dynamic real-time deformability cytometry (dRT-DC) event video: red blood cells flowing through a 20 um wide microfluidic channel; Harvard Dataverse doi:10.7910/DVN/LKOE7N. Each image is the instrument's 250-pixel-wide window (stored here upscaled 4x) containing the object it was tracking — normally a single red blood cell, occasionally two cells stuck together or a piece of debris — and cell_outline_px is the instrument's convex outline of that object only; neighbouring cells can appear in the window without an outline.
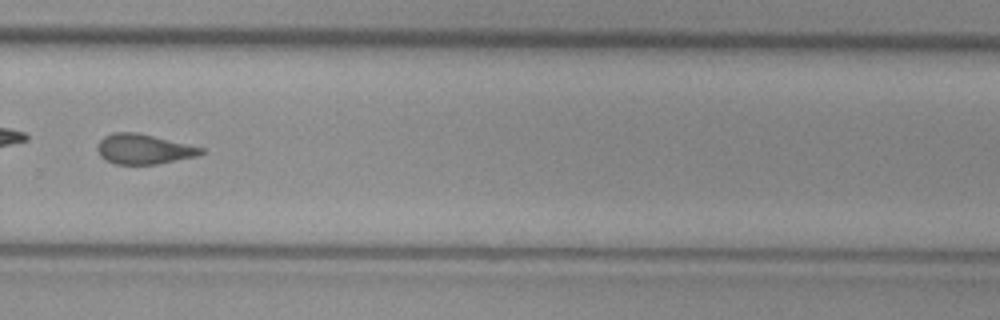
{"species": "common noctule bat (a hibernating species)", "species_latin": "Nyctalus noctula", "temperature_condition": "cold", "stored_images_in_passage": 10, "camera_frame_rate_fps": 3000, "um_per_image_px": 0.085, "animal": {"sex": "female", "body_mass_g": 29.2, "forearm_length_mm": 56.3}, "frame": {"image": 1, "passage_image": 10, "time_ms": 3.0, "image_size_px": [1000, 320], "cell_outline_px": [[204, 152], [196, 156], [156, 164], [116, 164], [104, 160], [100, 156], [96, 148], [100, 140], [104, 136], [112, 132], [136, 132], [204, 148]], "centroid_in_image_um": [12.16, 12.67], "position_along_channel_um": 317.6, "area_um2": 17.98}}